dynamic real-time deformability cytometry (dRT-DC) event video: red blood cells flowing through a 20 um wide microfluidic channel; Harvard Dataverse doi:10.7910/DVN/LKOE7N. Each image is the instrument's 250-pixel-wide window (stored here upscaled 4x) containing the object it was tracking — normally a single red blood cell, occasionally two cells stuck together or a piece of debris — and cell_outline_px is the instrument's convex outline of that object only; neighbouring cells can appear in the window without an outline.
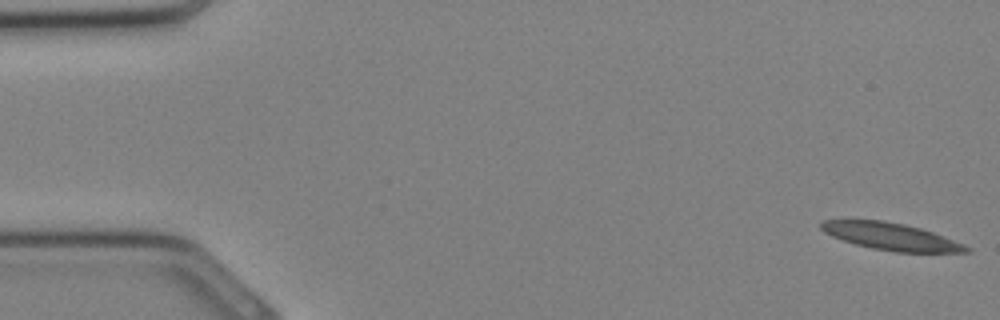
{"species": "Egyptian fruit bat (a non-hibernating species)", "species_latin": "Rousettus aegyptiacus", "temperature_condition": "cold", "stored_images_in_passage": 7, "camera_frame_rate_fps": 3000, "um_per_image_px": 0.085, "animal": {"sex": "female"}, "frame": {"image": 1, "passage_image": 1, "time_ms": 0.0, "image_size_px": [1000, 320], "cell_outline_px": [[972, 252], [896, 252], [872, 248], [856, 244], [832, 236], [824, 232], [820, 228], [820, 220], [884, 220], [904, 224], [920, 228], [932, 232], [964, 244], [972, 248]], "centroid_in_image_um": [75.74, 20.1], "position_along_channel_um": 9.3, "area_um2": 22.83}}